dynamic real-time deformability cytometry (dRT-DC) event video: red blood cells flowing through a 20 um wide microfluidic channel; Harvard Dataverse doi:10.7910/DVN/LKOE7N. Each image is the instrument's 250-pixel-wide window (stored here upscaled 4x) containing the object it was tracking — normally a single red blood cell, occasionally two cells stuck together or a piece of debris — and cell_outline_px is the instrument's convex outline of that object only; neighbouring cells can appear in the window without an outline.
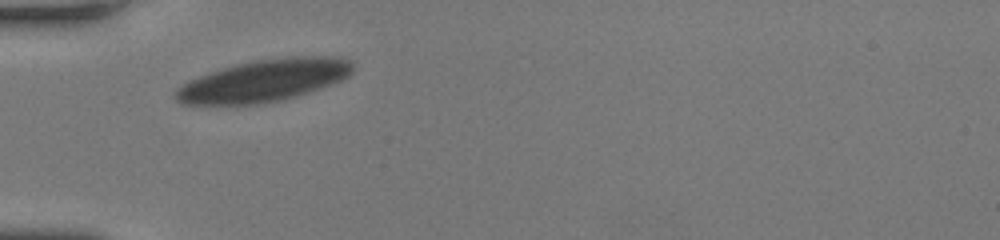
{"species": "human", "species_latin": "Homo sapiens", "temperature_condition": "room temperature", "stored_images_in_passage": 35, "camera_frame_rate_fps": 3000, "um_per_image_px": 0.085, "donor": {"sex": "female"}, "frame": {"image": 1, "passage_image": 1, "time_ms": 0.0, "image_size_px": [1000, 240], "cell_outline_px": [[352, 72], [348, 76], [332, 84], [284, 100], [260, 104], [180, 104], [172, 96], [172, 92], [180, 84], [188, 80], [236, 64], [256, 60], [292, 56], [332, 56], [352, 60]], "centroid_in_image_um": [22.41, 6.85], "position_along_channel_um": 62.6, "area_um2": 43.47}}
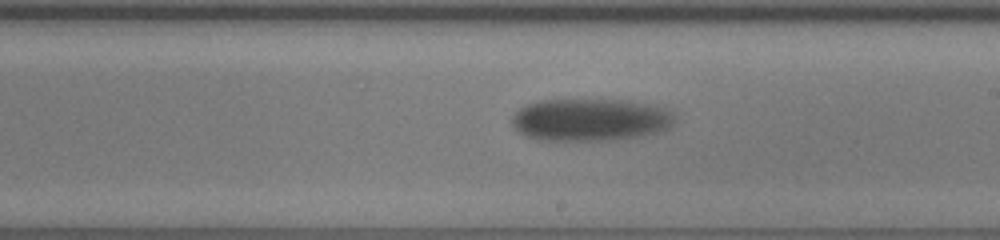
{"frame": {"image": 2, "passage_image": 16, "time_ms": 5.0, "image_size_px": [1000, 240], "cell_outline_px": [[672, 124], [668, 128], [660, 132], [640, 136], [616, 140], [536, 140], [524, 136], [512, 124], [512, 116], [520, 108], [528, 104], [540, 100], [616, 100], [644, 104], [664, 108], [672, 112]], "centroid_in_image_um": [50.13, 10.2], "position_along_channel_um": 238.9, "area_um2": 39.94}}
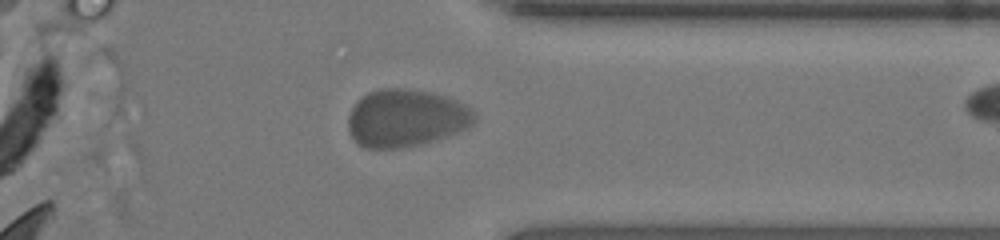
{"frame": {"image": 3, "passage_image": 28, "time_ms": 9.0, "image_size_px": [1000, 240], "cell_outline_px": [[476, 116], [472, 124], [460, 132], [448, 136], [420, 144], [400, 148], [364, 148], [356, 144], [352, 140], [348, 132], [348, 116], [356, 100], [360, 96], [368, 92], [380, 88], [404, 88], [428, 92], [448, 96], [472, 108]], "centroid_in_image_um": [34.47, 10.04], "position_along_channel_um": 376.9, "area_um2": 42.89}, "authors_computed_cell_mechanics": {"area_um2": 41.038, "velocity_mm_per_s": 3.1206, "shape_relaxation_time_tau1_ms": 2.9562, "shape_relaxation_time_tau2_ms": null, "deformation_change_tau1": 0.0381, "deformation_change_tau2": null}}